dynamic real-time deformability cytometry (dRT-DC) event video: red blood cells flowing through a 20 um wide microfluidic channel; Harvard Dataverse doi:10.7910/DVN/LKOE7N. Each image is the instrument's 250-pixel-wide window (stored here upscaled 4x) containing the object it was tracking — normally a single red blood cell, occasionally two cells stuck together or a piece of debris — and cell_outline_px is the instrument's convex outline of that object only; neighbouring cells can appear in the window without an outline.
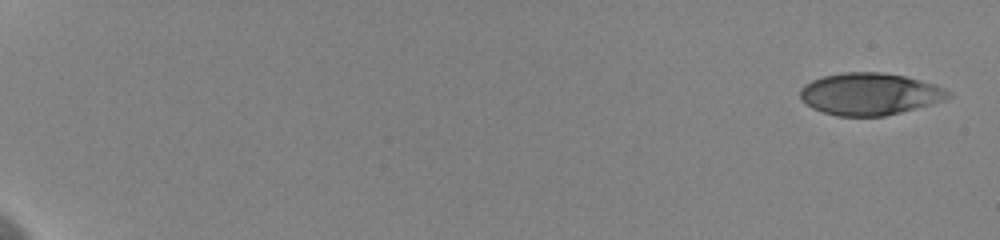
{"species": "human", "species_latin": "Homo sapiens", "temperature_condition": "cold", "stored_images_in_passage": 13, "camera_frame_rate_fps": 3000, "um_per_image_px": 0.085, "donor": {"sex": "female"}, "frame": {"image": 1, "passage_image": 1, "time_ms": 0.0, "image_size_px": [1000, 240], "cell_outline_px": [[952, 96], [944, 100], [932, 104], [884, 116], [836, 116], [812, 108], [800, 96], [800, 88], [804, 84], [812, 80], [824, 76], [844, 72], [880, 72], [904, 76], [936, 84], [952, 92]], "centroid_in_image_um": [73.95, 7.98], "position_along_channel_um": 11.0, "area_um2": 36.24}}
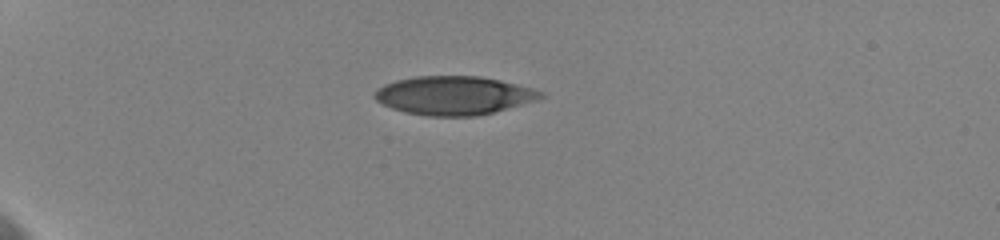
{"frame": {"image": 2, "passage_image": 9, "time_ms": 5.333, "image_size_px": [1000, 240], "cell_outline_px": [[544, 96], [536, 100], [492, 112], [476, 116], [428, 116], [404, 112], [392, 108], [376, 100], [372, 96], [384, 84], [396, 80], [416, 76], [480, 76], [500, 80], [532, 88], [544, 92]], "centroid_in_image_um": [38.57, 8.11], "position_along_channel_um": 46.4, "area_um2": 37.11}}